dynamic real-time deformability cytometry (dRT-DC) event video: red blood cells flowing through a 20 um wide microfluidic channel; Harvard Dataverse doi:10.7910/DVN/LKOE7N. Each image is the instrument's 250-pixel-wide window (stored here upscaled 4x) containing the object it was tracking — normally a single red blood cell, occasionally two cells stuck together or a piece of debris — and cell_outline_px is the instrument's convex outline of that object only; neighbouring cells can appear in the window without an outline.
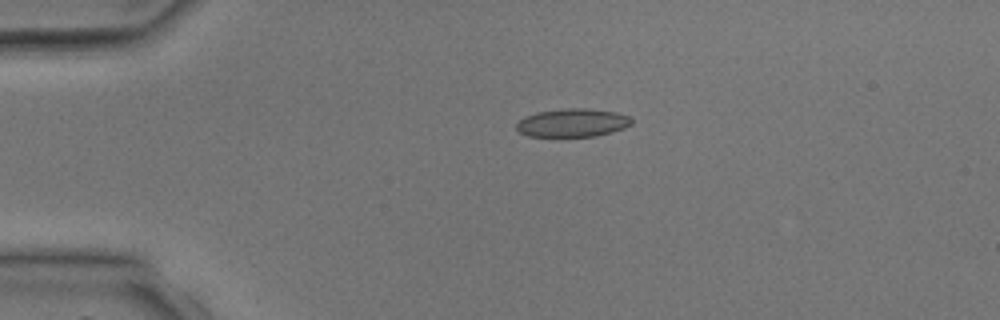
{"species": "common noctule bat (a hibernating species)", "species_latin": "Nyctalus noctula", "temperature_condition": "room temperature", "stored_images_in_passage": 2, "camera_frame_rate_fps": 3000, "um_per_image_px": 0.085, "animal": {"sex": "male", "body_mass_g": 17.9, "forearm_length_mm": 54.2}, "frame": {"image": 1, "passage_image": 1, "time_ms": 0.0, "image_size_px": [1000, 320], "cell_outline_px": [[632, 124], [624, 128], [612, 132], [596, 136], [528, 136], [520, 132], [516, 128], [516, 124], [524, 116], [536, 112], [568, 108], [588, 108], [616, 112], [628, 116], [632, 120]], "centroid_in_image_um": [48.67, 10.43], "position_along_channel_um": 36.3, "area_um2": 18.96}}